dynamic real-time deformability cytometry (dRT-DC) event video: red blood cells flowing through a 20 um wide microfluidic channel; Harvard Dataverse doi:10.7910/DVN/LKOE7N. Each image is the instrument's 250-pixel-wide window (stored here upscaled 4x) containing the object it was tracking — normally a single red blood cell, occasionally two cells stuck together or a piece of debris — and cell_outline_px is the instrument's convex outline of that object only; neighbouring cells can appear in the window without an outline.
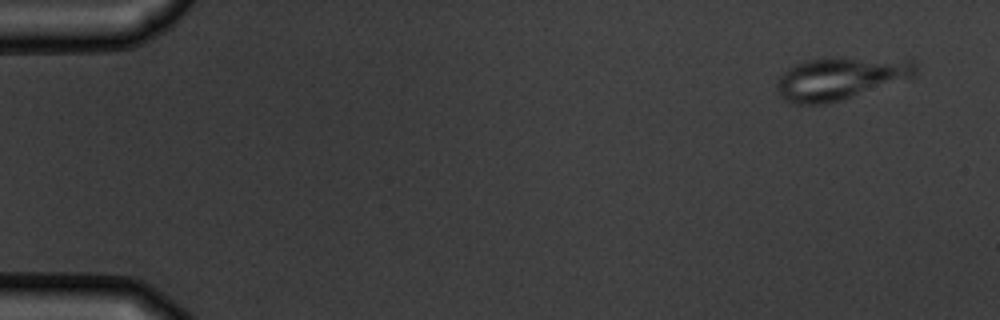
{"species": "common noctule bat (a hibernating species)", "species_latin": "Nyctalus noctula", "temperature_condition": "warm", "stored_images_in_passage": 8, "camera_frame_rate_fps": 3000, "um_per_image_px": 0.085, "animal": {"sex": "male", "body_mass_g": 19.5, "forearm_length_mm": 54.6}, "frame": {"image": 1, "passage_image": 1, "time_ms": 0.0, "image_size_px": [1000, 320], "cell_outline_px": [[916, 72], [912, 76], [840, 100], [824, 104], [792, 104], [784, 100], [780, 96], [776, 88], [776, 80], [792, 64], [804, 60], [836, 56], [844, 56], [916, 60]], "centroid_in_image_um": [71.34, 6.62], "position_along_channel_um": 13.7, "area_um2": 34.62}}